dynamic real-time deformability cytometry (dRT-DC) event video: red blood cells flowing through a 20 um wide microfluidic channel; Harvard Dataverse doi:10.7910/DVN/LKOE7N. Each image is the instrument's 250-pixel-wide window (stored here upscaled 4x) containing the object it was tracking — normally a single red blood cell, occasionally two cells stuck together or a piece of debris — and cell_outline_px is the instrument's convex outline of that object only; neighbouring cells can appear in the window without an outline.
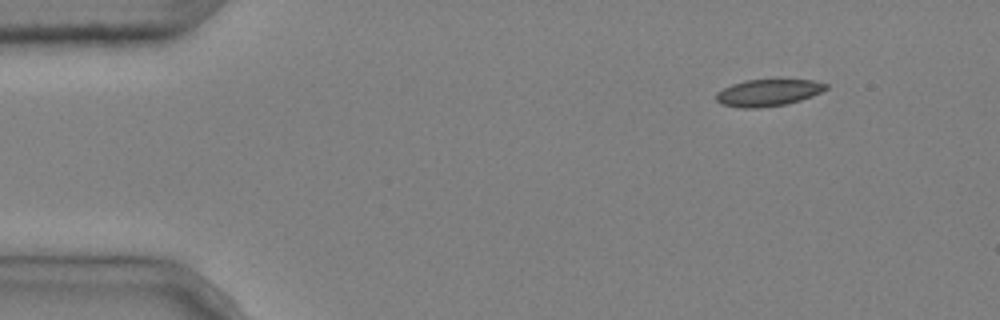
{"species": "common noctule bat (a hibernating species)", "species_latin": "Nyctalus noctula", "temperature_condition": "cold", "stored_images_in_passage": 3, "camera_frame_rate_fps": 3000, "um_per_image_px": 0.085, "animal": {"sex": "male", "body_mass_g": 20.4}, "frame": {"image": 1, "passage_image": 1, "time_ms": 0.0, "image_size_px": [1000, 320], "cell_outline_px": [[828, 88], [812, 96], [800, 100], [784, 104], [756, 108], [740, 108], [720, 104], [716, 100], [716, 92], [732, 84], [744, 80], [812, 80], [828, 84]], "centroid_in_image_um": [65.26, 7.88], "position_along_channel_um": 19.7, "area_um2": 17.05}}